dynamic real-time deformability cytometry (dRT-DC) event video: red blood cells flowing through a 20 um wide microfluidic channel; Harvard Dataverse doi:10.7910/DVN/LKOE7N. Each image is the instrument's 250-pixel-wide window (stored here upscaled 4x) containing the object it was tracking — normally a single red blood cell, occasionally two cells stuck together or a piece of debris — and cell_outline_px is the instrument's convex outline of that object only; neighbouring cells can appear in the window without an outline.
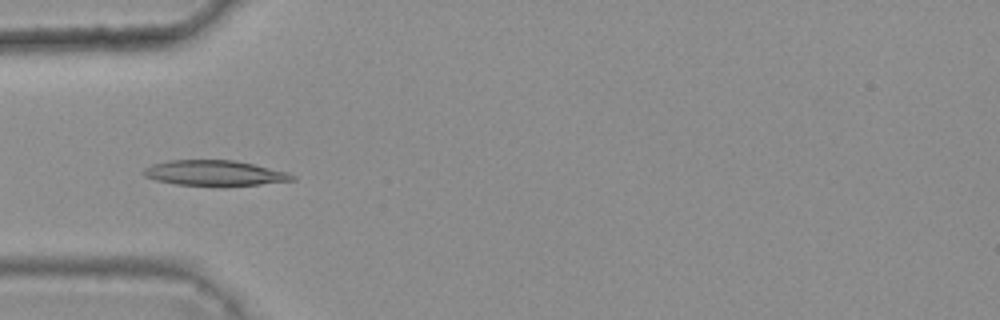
{"species": "common noctule bat (a hibernating species)", "species_latin": "Nyctalus noctula", "temperature_condition": "warm", "stored_images_in_passage": 9, "camera_frame_rate_fps": 3000, "um_per_image_px": 0.085, "animal": {"sex": "female", "body_mass_g": 25.1}, "frame": {"image": 1, "passage_image": 4, "time_ms": 1.0, "image_size_px": [1000, 320], "cell_outline_px": [[296, 180], [224, 188], [176, 184], [156, 180], [144, 176], [140, 172], [144, 168], [152, 164], [168, 160], [236, 160], [288, 172], [296, 176]], "centroid_in_image_um": [18.24, 14.73], "position_along_channel_um": 66.8, "area_um2": 22.72}}
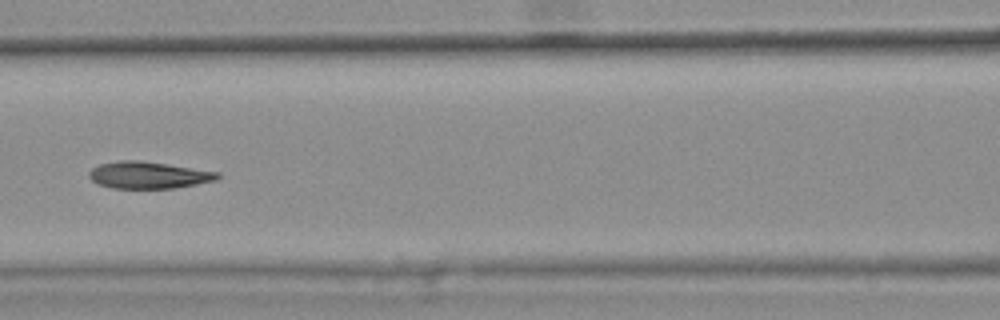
{"frame": {"image": 2, "passage_image": 6, "time_ms": 1.667, "image_size_px": [1000, 320], "cell_outline_px": [[220, 176], [216, 180], [176, 188], [112, 188], [96, 184], [88, 176], [88, 172], [92, 168], [100, 164], [120, 160], [140, 160], [168, 164], [220, 172]], "centroid_in_image_um": [12.6, 14.88], "position_along_channel_um": 154.0, "area_um2": 20.23}}